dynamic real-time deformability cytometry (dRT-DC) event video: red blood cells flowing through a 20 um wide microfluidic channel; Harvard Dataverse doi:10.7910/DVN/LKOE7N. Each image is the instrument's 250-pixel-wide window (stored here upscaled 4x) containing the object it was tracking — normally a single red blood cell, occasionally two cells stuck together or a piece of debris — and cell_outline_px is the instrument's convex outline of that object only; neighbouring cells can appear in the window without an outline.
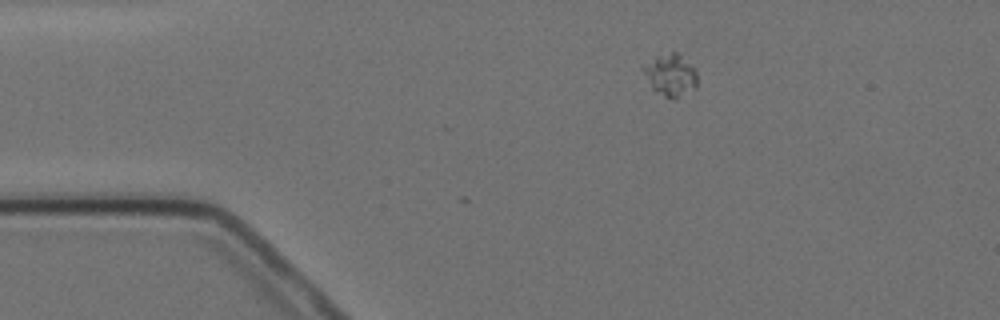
{"species": "Egyptian fruit bat (a non-hibernating species)", "species_latin": "Rousettus aegyptiacus", "temperature_condition": "cold", "stored_images_in_passage": 7, "camera_frame_rate_fps": 3000, "um_per_image_px": 0.085, "animal": {"sex": "female"}, "frame": {"image": 1, "passage_image": 1, "time_ms": 0.0, "image_size_px": [1000, 320], "cell_outline_px": [[696, 88], [676, 96], [664, 96], [656, 92], [652, 88], [640, 68], [656, 56], [672, 52], [680, 52], [696, 68]], "centroid_in_image_um": [56.99, 6.31], "position_along_channel_um": 28.0, "area_um2": 13.06}}
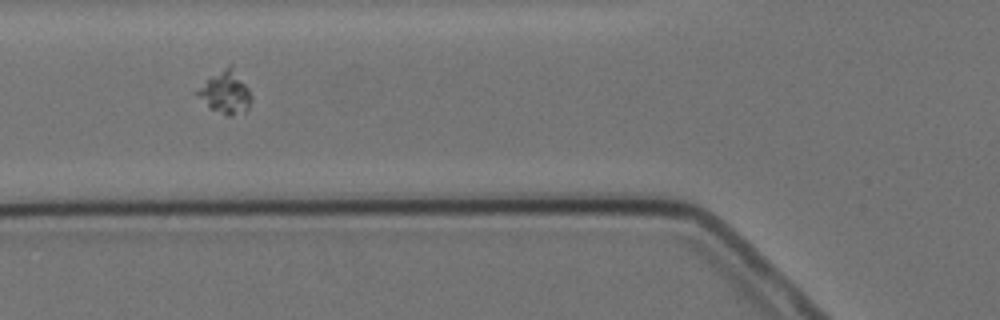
{"frame": {"image": 2, "passage_image": 4, "time_ms": 3.667, "image_size_px": [1000, 320], "cell_outline_px": [[252, 100], [248, 108], [244, 112], [228, 116], [212, 108], [196, 92], [208, 80], [228, 64], [232, 64], [248, 88], [252, 96]], "centroid_in_image_um": [19.26, 7.83], "position_along_channel_um": 106.5, "area_um2": 12.72}}
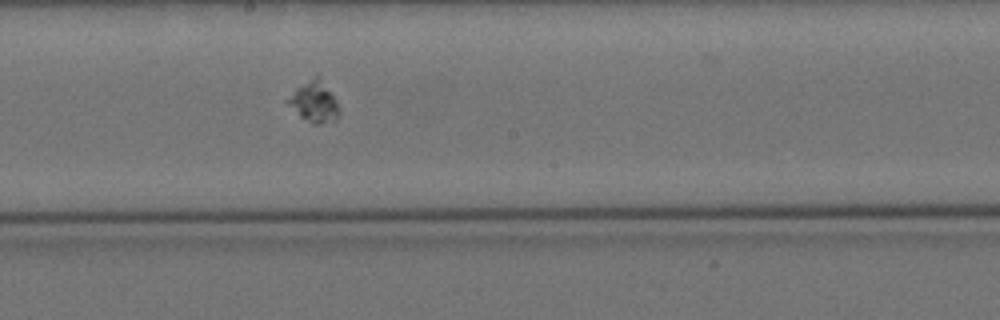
{"frame": {"image": 3, "passage_image": 7, "time_ms": 7.0, "image_size_px": [1000, 320], "cell_outline_px": [[340, 112], [336, 120], [320, 124], [312, 124], [300, 116], [284, 100], [296, 88], [316, 76], [320, 76], [336, 100], [340, 108]], "centroid_in_image_um": [26.72, 8.67], "position_along_channel_um": 221.5, "area_um2": 12.14}}